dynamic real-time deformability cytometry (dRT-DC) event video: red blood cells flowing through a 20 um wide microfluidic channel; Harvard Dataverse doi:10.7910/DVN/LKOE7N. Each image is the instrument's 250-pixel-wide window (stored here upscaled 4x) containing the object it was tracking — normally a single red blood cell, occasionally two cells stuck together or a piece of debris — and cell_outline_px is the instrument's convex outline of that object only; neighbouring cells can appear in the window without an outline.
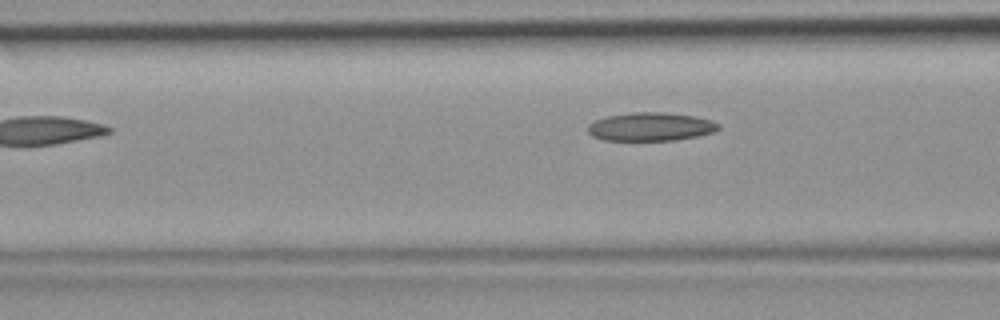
{"species": "common noctule bat (a hibernating species)", "species_latin": "Nyctalus noctula", "temperature_condition": "room temperature", "stored_images_in_passage": 6, "camera_frame_rate_fps": 3000, "um_per_image_px": 0.085, "animal": {"sex": "female", "body_mass_g": 19.9}, "frame": {"image": 1, "passage_image": 6, "time_ms": 1.667, "image_size_px": [1000, 320], "cell_outline_px": [[720, 128], [716, 132], [676, 140], [604, 140], [592, 136], [588, 132], [588, 124], [596, 120], [608, 116], [632, 112], [664, 112], [696, 116], [712, 120], [720, 124]], "centroid_in_image_um": [55.34, 10.76], "position_along_channel_um": 111.3, "area_um2": 21.73}}